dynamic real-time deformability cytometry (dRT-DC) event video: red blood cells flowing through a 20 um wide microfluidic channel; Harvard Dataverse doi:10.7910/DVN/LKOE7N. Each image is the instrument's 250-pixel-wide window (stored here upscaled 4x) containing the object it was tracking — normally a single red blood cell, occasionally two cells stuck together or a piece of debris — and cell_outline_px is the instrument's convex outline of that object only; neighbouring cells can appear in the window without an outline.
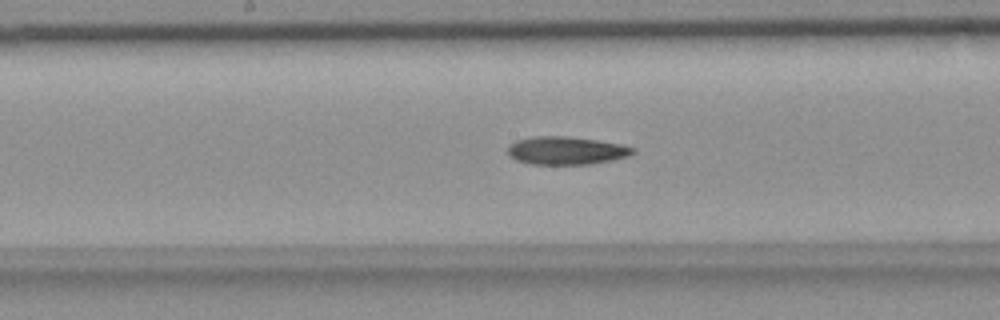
{"species": "common noctule bat (a hibernating species)", "species_latin": "Nyctalus noctula", "temperature_condition": "room temperature", "stored_images_in_passage": 44, "camera_frame_rate_fps": 3000, "um_per_image_px": 0.085, "animal": {"sex": "female", "body_mass_g": 18.4}, "frame": {"image": 1, "passage_image": 24, "time_ms": 7.667, "image_size_px": [1000, 320], "cell_outline_px": [[636, 152], [628, 156], [612, 160], [592, 164], [528, 164], [516, 160], [508, 156], [508, 148], [516, 140], [532, 136], [568, 136], [596, 140], [620, 144], [636, 148]], "centroid_in_image_um": [48.13, 12.8], "position_along_channel_um": 200.1, "area_um2": 20.52}}
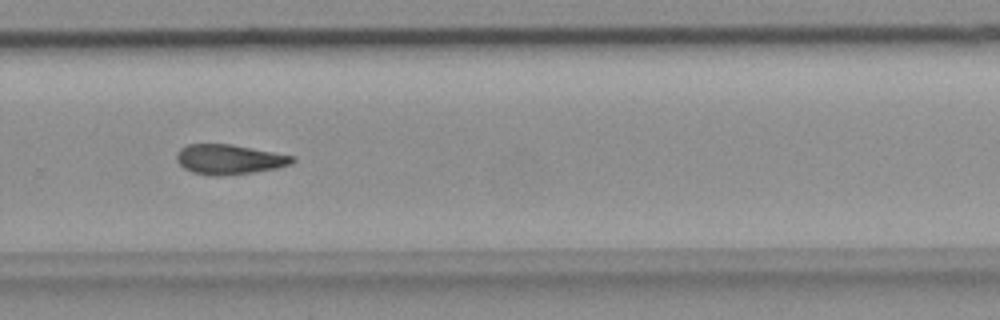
{"frame": {"image": 2, "passage_image": 33, "time_ms": 10.667, "image_size_px": [1000, 320], "cell_outline_px": [[296, 160], [292, 164], [276, 168], [252, 172], [220, 176], [212, 176], [192, 172], [184, 168], [176, 160], [176, 152], [180, 148], [188, 144], [232, 144], [296, 156]], "centroid_in_image_um": [19.49, 13.54], "position_along_channel_um": 310.3, "area_um2": 20.29}}
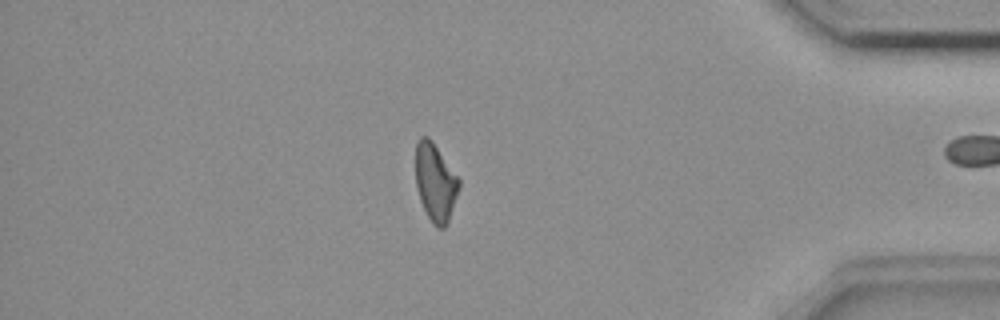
{"frame": {"image": 3, "passage_image": 43, "time_ms": 14.0, "image_size_px": [1000, 320], "cell_outline_px": [[460, 188], [448, 224], [444, 228], [436, 228], [432, 224], [420, 200], [416, 188], [416, 144], [420, 136], [428, 136], [432, 140], [460, 180]], "centroid_in_image_um": [37.01, 15.53], "position_along_channel_um": 398.2, "area_um2": 19.83}}